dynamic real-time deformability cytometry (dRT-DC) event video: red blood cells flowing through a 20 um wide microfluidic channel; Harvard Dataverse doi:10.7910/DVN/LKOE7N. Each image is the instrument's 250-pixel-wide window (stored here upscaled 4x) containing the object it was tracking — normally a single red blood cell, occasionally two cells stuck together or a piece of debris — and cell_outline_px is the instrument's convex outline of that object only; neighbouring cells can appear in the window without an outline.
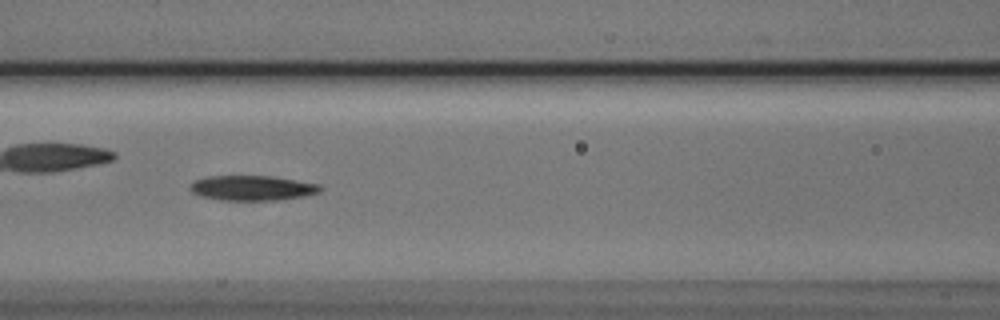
{"species": "Egyptian fruit bat (a non-hibernating species)", "species_latin": "Rousettus aegyptiacus", "temperature_condition": "cold", "stored_images_in_passage": 16, "camera_frame_rate_fps": 3000, "um_per_image_px": 0.085, "animal": {"sex": "male"}, "frame": {"image": 1, "passage_image": 7, "time_ms": 2.0, "image_size_px": [1000, 320], "cell_outline_px": [[324, 188], [320, 192], [304, 196], [280, 200], [220, 200], [200, 196], [192, 192], [188, 188], [196, 180], [204, 176], [272, 176], [320, 184]], "centroid_in_image_um": [21.46, 15.98], "position_along_channel_um": 145.1, "area_um2": 19.07}}
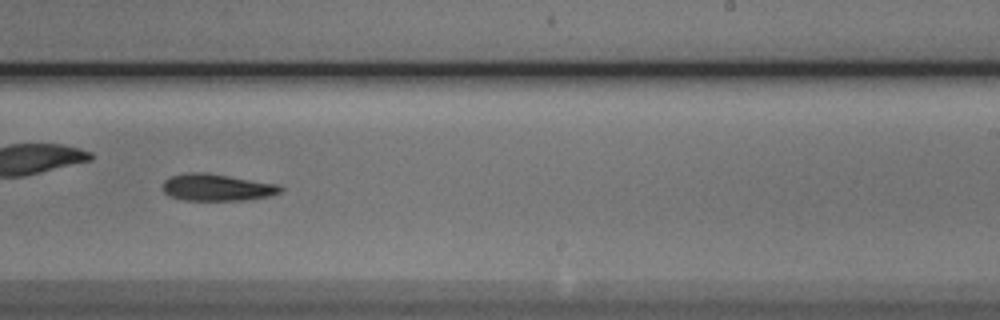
{"frame": {"image": 2, "passage_image": 10, "time_ms": 3.0, "image_size_px": [1000, 320], "cell_outline_px": [[284, 188], [280, 192], [272, 196], [244, 200], [184, 200], [168, 196], [164, 192], [164, 180], [168, 176], [188, 172], [204, 172], [280, 184]], "centroid_in_image_um": [18.45, 15.92], "position_along_channel_um": 270.5, "area_um2": 18.67}}
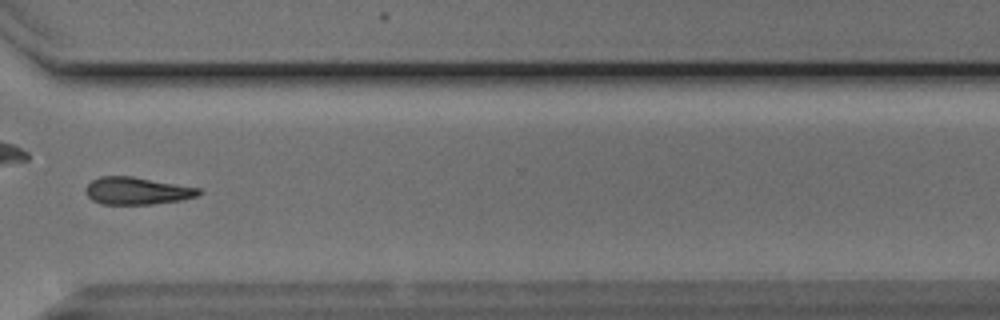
{"frame": {"image": 3, "passage_image": 12, "time_ms": 3.667, "image_size_px": [1000, 320], "cell_outline_px": [[204, 192], [196, 196], [180, 200], [152, 204], [100, 204], [92, 200], [84, 192], [84, 188], [92, 180], [100, 176], [132, 176], [200, 188]], "centroid_in_image_um": [11.62, 16.22], "position_along_channel_um": 359.0, "area_um2": 18.09}}